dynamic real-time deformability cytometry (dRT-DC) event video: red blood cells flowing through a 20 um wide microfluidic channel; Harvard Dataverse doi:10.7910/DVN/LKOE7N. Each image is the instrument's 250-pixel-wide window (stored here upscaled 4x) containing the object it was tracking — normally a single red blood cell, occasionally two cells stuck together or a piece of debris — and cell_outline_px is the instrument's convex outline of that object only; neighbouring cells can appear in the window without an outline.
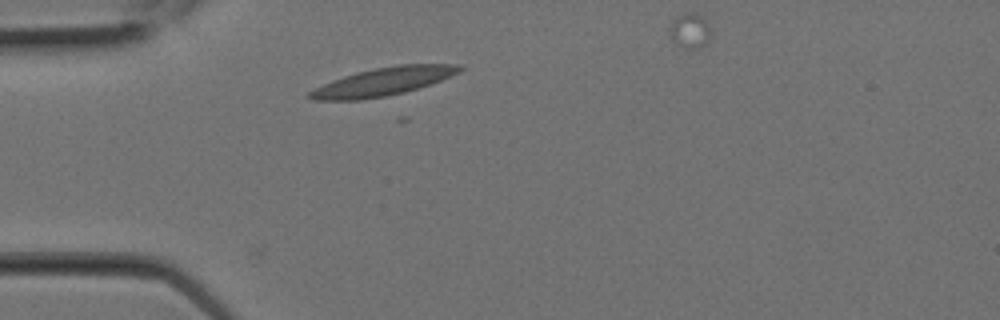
{"species": "Egyptian fruit bat (a non-hibernating species)", "species_latin": "Rousettus aegyptiacus", "temperature_condition": "room temperature", "stored_images_in_passage": 2, "segment_of_instrument_passage": [1, 2], "camera_frame_rate_fps": 3000, "um_per_image_px": 0.085, "animal": {"sex": "female"}, "frame": {"image": 1, "passage_image": 1, "time_ms": 0.0, "image_size_px": [1000, 320], "cell_outline_px": [[464, 68], [460, 72], [432, 84], [404, 92], [384, 96], [360, 100], [316, 100], [304, 96], [308, 92], [332, 80], [356, 72], [376, 68], [400, 64], [460, 64]], "centroid_in_image_um": [32.59, 6.93], "position_along_channel_um": 52.4, "area_um2": 24.45}}